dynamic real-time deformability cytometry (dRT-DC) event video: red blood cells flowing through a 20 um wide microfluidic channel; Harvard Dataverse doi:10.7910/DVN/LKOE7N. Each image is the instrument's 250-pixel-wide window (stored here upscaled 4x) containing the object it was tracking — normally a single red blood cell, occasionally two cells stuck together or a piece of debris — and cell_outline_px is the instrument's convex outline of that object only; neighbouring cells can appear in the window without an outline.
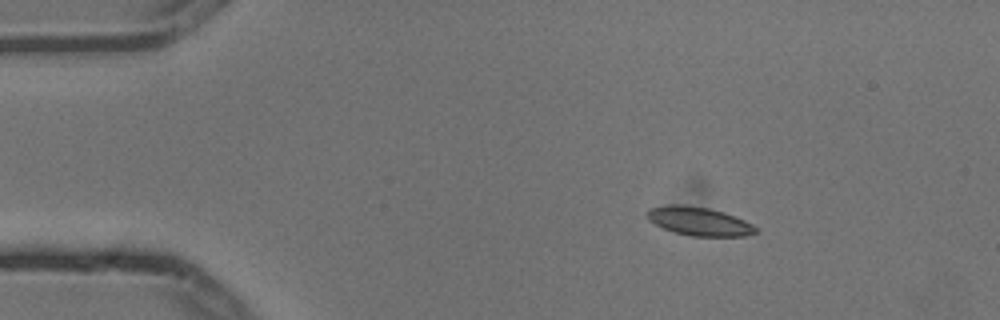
{"species": "common noctule bat (a hibernating species)", "species_latin": "Nyctalus noctula", "temperature_condition": "cold", "stored_images_in_passage": 4, "camera_frame_rate_fps": 3000, "um_per_image_px": 0.085, "animal": {"sex": "male", "body_mass_g": 13.3}, "frame": {"image": 1, "passage_image": 2, "time_ms": 0.333, "image_size_px": [1000, 320], "cell_outline_px": [[756, 232], [744, 236], [688, 236], [664, 228], [648, 220], [644, 216], [644, 212], [648, 208], [672, 204], [676, 204], [708, 208], [724, 212], [744, 220], [752, 224], [756, 228]], "centroid_in_image_um": [59.36, 18.8], "position_along_channel_um": 25.6, "area_um2": 18.03}}
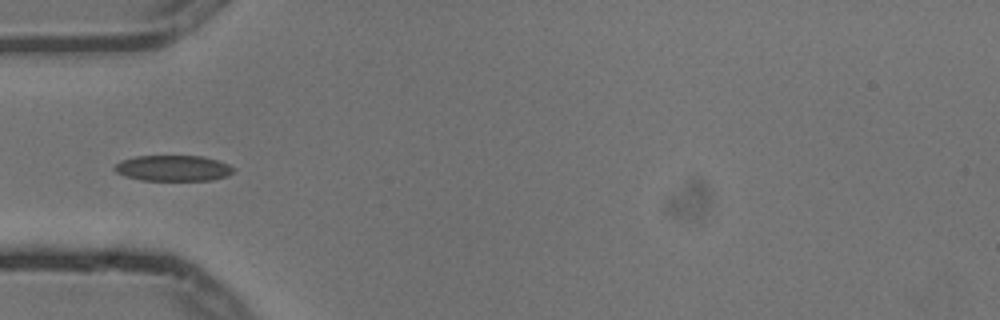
{"frame": {"image": 2, "passage_image": 4, "time_ms": 1.0, "image_size_px": [1000, 320], "cell_outline_px": [[236, 168], [228, 176], [212, 180], [140, 180], [124, 176], [116, 172], [112, 168], [120, 160], [136, 156], [204, 156], [228, 164]], "centroid_in_image_um": [14.7, 14.29], "position_along_channel_um": 70.3, "area_um2": 17.98}}